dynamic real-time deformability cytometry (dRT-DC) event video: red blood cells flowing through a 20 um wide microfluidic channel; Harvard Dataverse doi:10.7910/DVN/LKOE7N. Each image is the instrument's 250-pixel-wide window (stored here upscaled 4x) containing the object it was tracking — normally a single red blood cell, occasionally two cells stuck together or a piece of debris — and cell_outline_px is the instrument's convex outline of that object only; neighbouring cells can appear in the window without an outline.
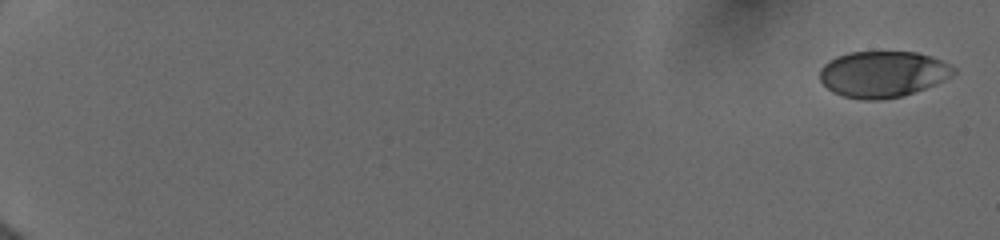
{"species": "human", "species_latin": "Homo sapiens", "temperature_condition": "cold", "stored_images_in_passage": 25, "camera_frame_rate_fps": 3000, "um_per_image_px": 0.085, "donor": {"sex": "female"}, "frame": {"image": 1, "passage_image": 1, "time_ms": 0.0, "image_size_px": [1000, 240], "cell_outline_px": [[956, 72], [944, 80], [936, 84], [900, 96], [880, 100], [864, 100], [844, 96], [832, 92], [820, 80], [820, 68], [828, 60], [836, 56], [848, 52], [916, 52], [932, 56], [956, 68]], "centroid_in_image_um": [75.01, 6.29], "position_along_channel_um": 10.0, "area_um2": 35.95}}
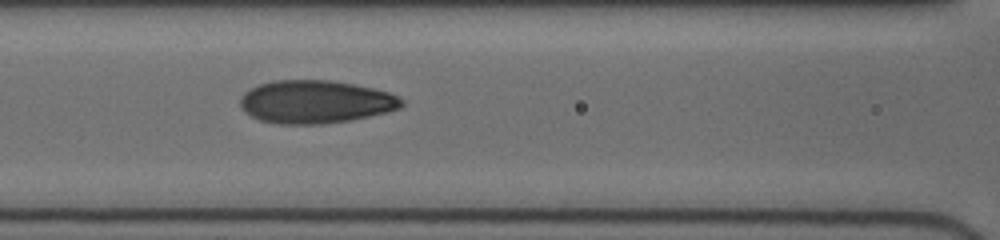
{"frame": {"image": 2, "passage_image": 22, "time_ms": 8.667, "image_size_px": [1000, 240], "cell_outline_px": [[404, 104], [400, 108], [388, 112], [352, 120], [324, 124], [276, 124], [260, 120], [244, 112], [240, 108], [240, 96], [248, 88], [272, 80], [328, 80], [352, 84], [372, 88], [388, 92], [404, 100]], "centroid_in_image_um": [26.78, 8.66], "position_along_channel_um": 139.8, "area_um2": 40.75}}
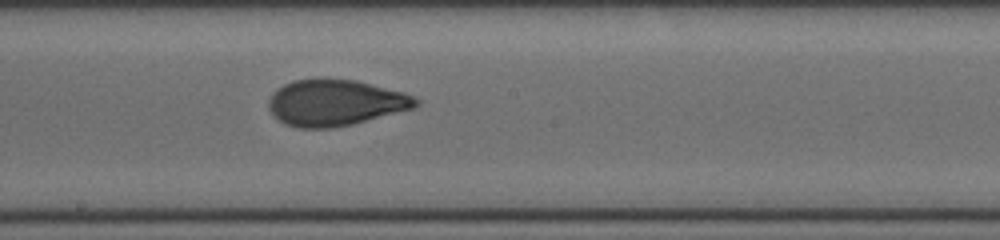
{"frame": {"image": 3, "passage_image": 25, "time_ms": 10.667, "image_size_px": [1000, 240], "cell_outline_px": [[420, 104], [416, 108], [352, 124], [332, 128], [296, 128], [284, 124], [272, 116], [268, 108], [268, 100], [272, 92], [276, 88], [292, 80], [316, 76], [324, 76], [356, 80], [404, 92], [416, 96], [420, 100]], "centroid_in_image_um": [28.48, 8.7], "position_along_channel_um": 219.7, "area_um2": 40.92}}